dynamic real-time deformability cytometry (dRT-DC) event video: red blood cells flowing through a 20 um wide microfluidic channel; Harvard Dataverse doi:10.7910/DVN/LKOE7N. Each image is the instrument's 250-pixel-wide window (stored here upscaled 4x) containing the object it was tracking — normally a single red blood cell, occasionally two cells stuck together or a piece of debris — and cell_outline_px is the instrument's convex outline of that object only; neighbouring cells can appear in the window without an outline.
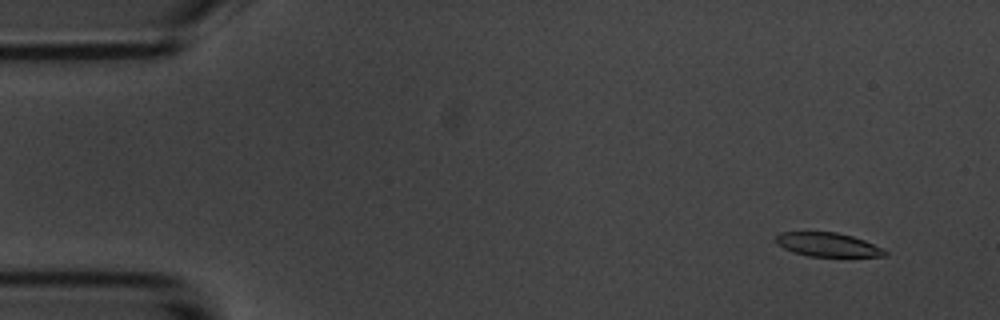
{"species": "common noctule bat (a hibernating species)", "species_latin": "Nyctalus noctula", "temperature_condition": "room temperature", "stored_images_in_passage": 54, "camera_frame_rate_fps": 3000, "um_per_image_px": 0.085, "animal": {"sex": "male", "body_mass_g": 20.1, "forearm_length_mm": 53.5}, "frame": {"image": 1, "passage_image": 4, "time_ms": 1.0, "image_size_px": [1000, 320], "cell_outline_px": [[888, 252], [884, 256], [808, 256], [792, 252], [776, 244], [776, 236], [780, 232], [836, 232], [852, 236], [864, 240], [884, 248]], "centroid_in_image_um": [70.35, 20.79], "position_along_channel_um": 14.7, "area_um2": 15.14}}
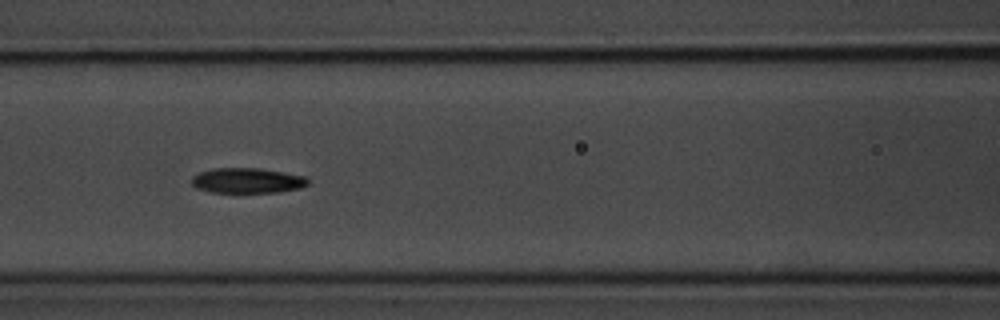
{"frame": {"image": 2, "passage_image": 23, "time_ms": 7.333, "image_size_px": [1000, 320], "cell_outline_px": [[308, 184], [300, 188], [280, 192], [212, 192], [196, 188], [192, 184], [192, 176], [200, 172], [212, 168], [260, 168], [308, 176]], "centroid_in_image_um": [21.04, 15.34], "position_along_channel_um": 145.6, "area_um2": 17.17}}
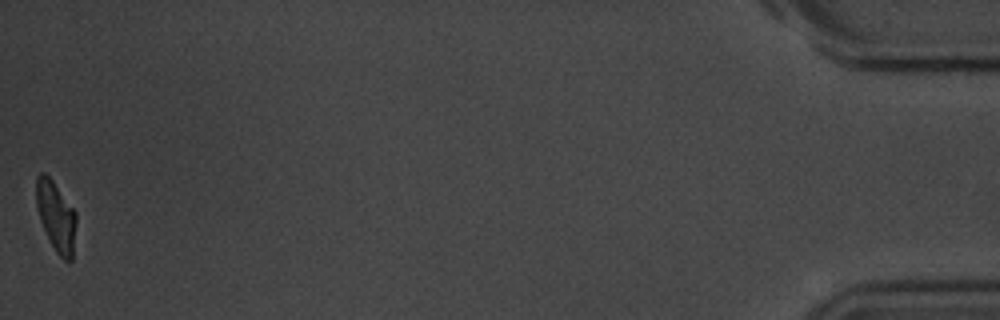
{"frame": {"image": 3, "passage_image": 54, "time_ms": 17.667, "image_size_px": [1000, 320], "cell_outline_px": [[76, 224], [72, 260], [64, 260], [56, 252], [40, 220], [36, 204], [36, 176], [40, 172], [44, 172], [52, 180], [76, 212]], "centroid_in_image_um": [4.76, 18.36], "position_along_channel_um": 430.4, "area_um2": 16.07}, "authors_computed_cell_mechanics": {"area_um2": 17.1666, "velocity_mm_per_s": 3.703, "shape_relaxation_time_tau1_ms": 2.9655, "shape_relaxation_time_tau2_ms": 3.5175, "deformation_change_tau1": 0.1296, "deformation_change_tau2": 0.0974}}